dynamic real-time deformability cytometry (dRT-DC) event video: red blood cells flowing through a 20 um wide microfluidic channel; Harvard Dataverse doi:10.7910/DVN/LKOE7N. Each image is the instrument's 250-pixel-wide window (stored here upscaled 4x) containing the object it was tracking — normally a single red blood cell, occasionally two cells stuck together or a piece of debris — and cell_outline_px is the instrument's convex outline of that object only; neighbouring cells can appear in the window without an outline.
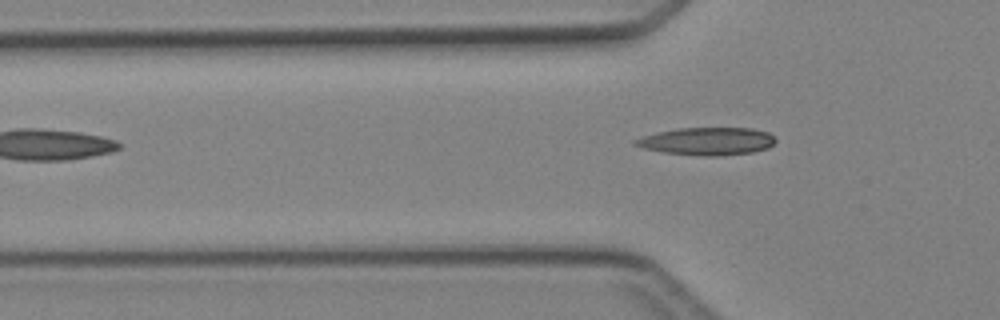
{"species": "Egyptian fruit bat (a non-hibernating species)", "species_latin": "Rousettus aegyptiacus", "temperature_condition": "cold", "stored_images_in_passage": 5, "camera_frame_rate_fps": 3000, "um_per_image_px": 0.085, "animal": {"sex": "female"}, "frame": {"image": 1, "passage_image": 5, "time_ms": 4.667, "image_size_px": [1000, 320], "cell_outline_px": [[776, 140], [768, 148], [752, 152], [720, 156], [704, 156], [664, 152], [644, 148], [632, 144], [632, 140], [644, 136], [676, 128], [752, 128], [768, 132]], "centroid_in_image_um": [60.11, 12.0], "position_along_channel_um": 65.7, "area_um2": 22.48}}